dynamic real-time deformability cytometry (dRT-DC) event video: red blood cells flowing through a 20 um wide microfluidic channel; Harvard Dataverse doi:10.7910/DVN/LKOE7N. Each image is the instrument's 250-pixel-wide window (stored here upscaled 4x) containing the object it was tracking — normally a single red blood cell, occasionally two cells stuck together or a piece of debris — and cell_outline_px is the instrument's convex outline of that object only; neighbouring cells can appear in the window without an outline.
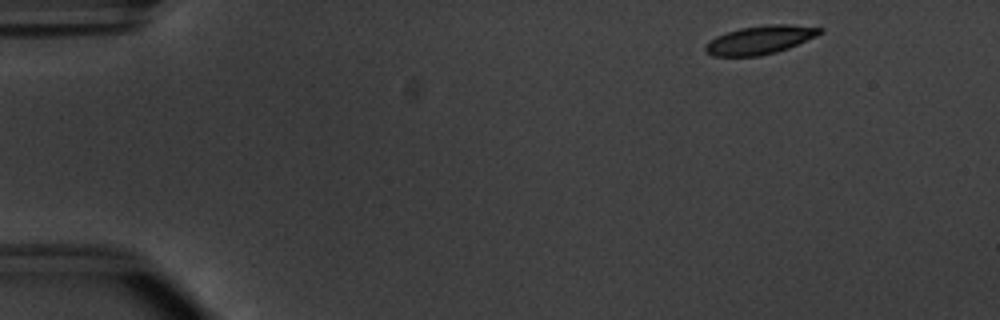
{"species": "common noctule bat (a hibernating species)", "species_latin": "Nyctalus noctula", "temperature_condition": "warm", "stored_images_in_passage": 49, "camera_frame_rate_fps": 3000, "um_per_image_px": 0.085, "animal": {"sex": "male", "body_mass_g": 20.1, "forearm_length_mm": 53.5}, "frame": {"image": 1, "passage_image": 2, "time_ms": 0.333, "image_size_px": [1000, 320], "cell_outline_px": [[824, 32], [816, 36], [788, 48], [776, 52], [760, 56], [712, 56], [704, 48], [716, 36], [740, 28], [768, 24], [788, 24], [824, 28]], "centroid_in_image_um": [64.65, 3.38], "position_along_channel_um": 20.3, "area_um2": 18.79}}
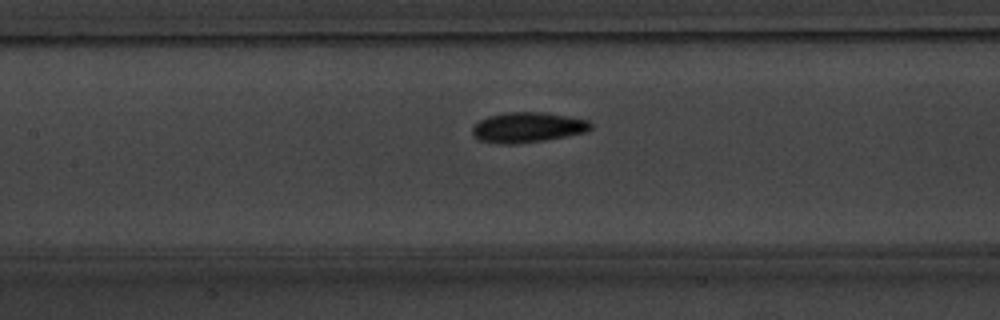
{"frame": {"image": 2, "passage_image": 21, "time_ms": 6.667, "image_size_px": [1000, 320], "cell_outline_px": [[592, 128], [588, 132], [544, 140], [516, 144], [500, 144], [480, 140], [472, 132], [472, 128], [480, 120], [488, 116], [508, 112], [548, 112], [588, 120], [592, 124]], "centroid_in_image_um": [44.89, 10.82], "position_along_channel_um": 162.5, "area_um2": 20.87}}
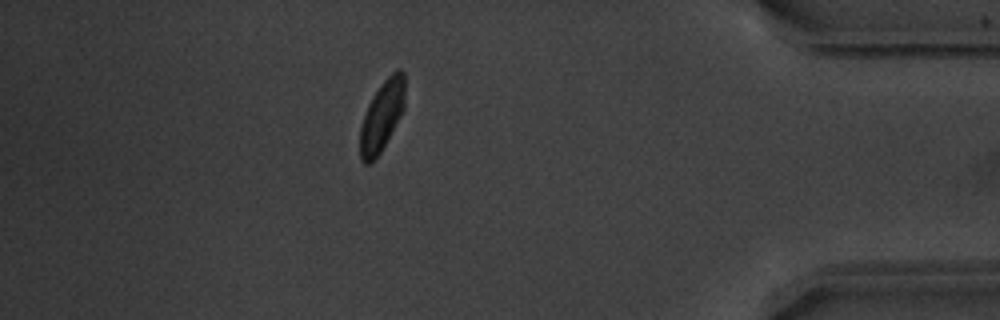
{"frame": {"image": 3, "passage_image": 43, "time_ms": 14.0, "image_size_px": [1000, 320], "cell_outline_px": [[404, 108], [400, 116], [380, 152], [368, 164], [364, 164], [360, 160], [360, 128], [368, 104], [372, 96], [380, 84], [392, 72], [400, 68], [404, 72]], "centroid_in_image_um": [32.45, 9.82], "position_along_channel_um": 402.7, "area_um2": 18.09}, "authors_computed_cell_mechanics": {"area_um2": 19.4208, "velocity_mm_per_s": 3.7878, "shape_relaxation_time_tau1_ms": 2.7247, "shape_relaxation_time_tau2_ms": 1.975, "deformation_change_tau1": 0.1249, "deformation_change_tau2": 0.0568}}